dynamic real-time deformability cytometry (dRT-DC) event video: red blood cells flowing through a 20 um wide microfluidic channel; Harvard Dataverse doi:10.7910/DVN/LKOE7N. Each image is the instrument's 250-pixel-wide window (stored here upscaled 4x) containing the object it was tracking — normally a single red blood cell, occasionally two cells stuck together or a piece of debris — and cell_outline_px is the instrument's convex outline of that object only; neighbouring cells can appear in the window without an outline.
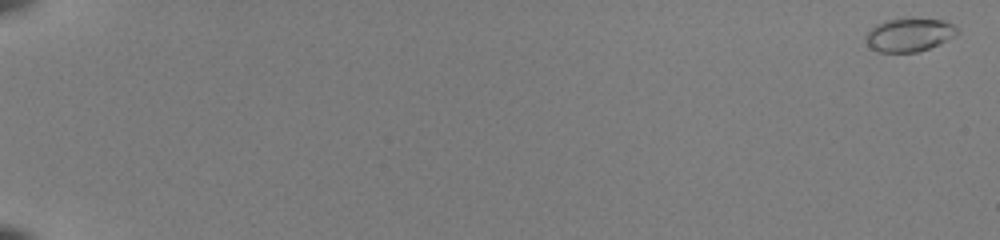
{"species": "common noctule bat (a hibernating species)", "species_latin": "Nyctalus noctula", "temperature_condition": "room temperature", "stored_images_in_passage": 54, "camera_frame_rate_fps": 3000, "um_per_image_px": 0.085, "animal": {"sex": "female", "body_mass_g": 22.0, "forearm_length_mm": 56.7}, "frame": {"image": 1, "passage_image": 1, "time_ms": 0.0, "image_size_px": [1000, 240], "cell_outline_px": [[960, 32], [940, 44], [916, 52], [876, 52], [868, 44], [864, 36], [876, 24], [888, 20], [908, 16], [912, 16], [944, 20], [960, 28]], "centroid_in_image_um": [77.32, 2.92], "position_along_channel_um": 7.7, "area_um2": 18.26}}
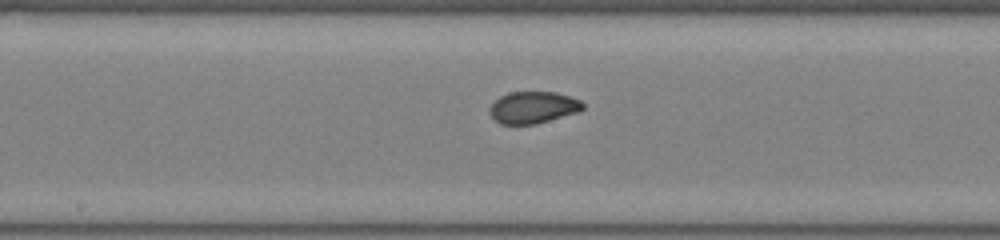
{"frame": {"image": 2, "passage_image": 32, "time_ms": 10.333, "image_size_px": [1000, 240], "cell_outline_px": [[584, 108], [580, 112], [536, 124], [500, 124], [488, 112], [488, 108], [500, 96], [508, 92], [556, 92], [580, 100], [584, 104]], "centroid_in_image_um": [45.32, 9.13], "position_along_channel_um": 202.9, "area_um2": 17.4}}
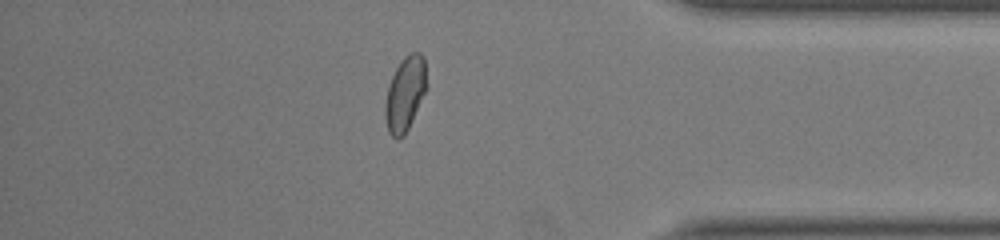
{"frame": {"image": 3, "passage_image": 48, "time_ms": 15.667, "image_size_px": [1000, 240], "cell_outline_px": [[428, 88], [404, 136], [396, 140], [388, 132], [384, 116], [384, 104], [388, 84], [400, 60], [408, 52], [420, 52], [424, 56], [428, 84]], "centroid_in_image_um": [34.44, 7.95], "position_along_channel_um": 400.8, "area_um2": 18.55}, "authors_computed_cell_mechanics": {"area_um2": 17.4556, "velocity_mm_per_s": 4.0041, "shape_relaxation_time_tau1_ms": 6.8152, "shape_relaxation_time_tau2_ms": null, "deformation_change_tau1": 0.1868, "deformation_change_tau2": null}}